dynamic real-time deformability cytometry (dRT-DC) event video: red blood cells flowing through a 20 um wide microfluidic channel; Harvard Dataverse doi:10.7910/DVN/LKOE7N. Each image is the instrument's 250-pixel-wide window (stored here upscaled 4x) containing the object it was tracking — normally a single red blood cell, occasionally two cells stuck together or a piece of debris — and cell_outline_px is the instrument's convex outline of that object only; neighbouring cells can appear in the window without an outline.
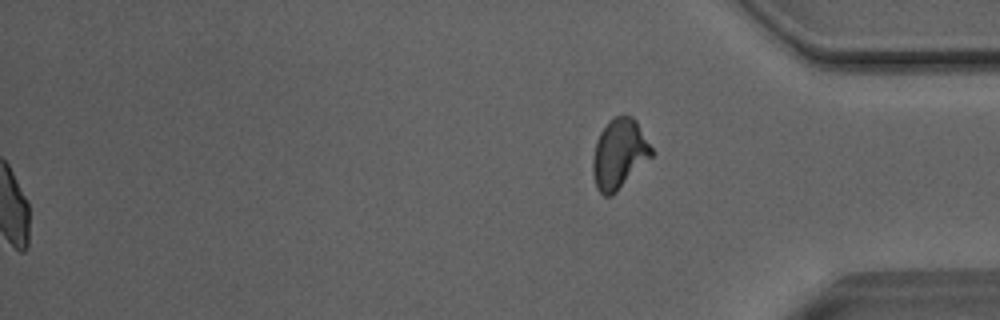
{"species": "Egyptian fruit bat (a non-hibernating species)", "species_latin": "Rousettus aegyptiacus", "temperature_condition": "room temperature", "stored_images_in_passage": 51, "segment_of_instrument_passage": [2, 2], "camera_frame_rate_fps": 3000, "um_per_image_px": 0.085, "animal": {"sex": "male"}, "frame": {"image": 1, "passage_image": 51, "time_ms": 16.667, "image_size_px": [1000, 320], "cell_outline_px": [[656, 152], [612, 196], [604, 196], [596, 188], [592, 172], [592, 156], [596, 140], [600, 132], [608, 120], [624, 112], [632, 116], [636, 120]], "centroid_in_image_um": [52.63, 13.04], "position_along_channel_um": 382.6, "area_um2": 24.39}}